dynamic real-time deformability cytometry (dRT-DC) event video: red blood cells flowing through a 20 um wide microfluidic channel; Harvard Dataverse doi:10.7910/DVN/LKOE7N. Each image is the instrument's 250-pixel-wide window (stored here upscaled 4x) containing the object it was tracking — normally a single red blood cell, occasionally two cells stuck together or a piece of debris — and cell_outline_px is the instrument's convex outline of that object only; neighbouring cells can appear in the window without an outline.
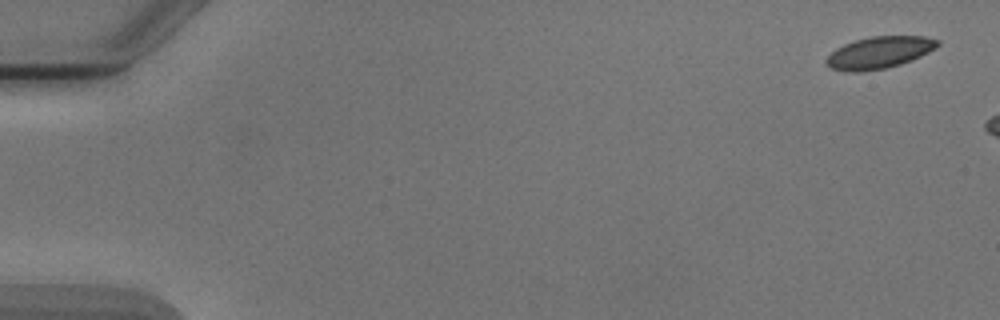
{"species": "Egyptian fruit bat (a non-hibernating species)", "species_latin": "Rousettus aegyptiacus", "temperature_condition": "cold", "stored_images_in_passage": 3, "camera_frame_rate_fps": 3000, "um_per_image_px": 0.085, "animal": {"sex": "male"}, "frame": {"image": 1, "passage_image": 1, "time_ms": 0.0, "image_size_px": [1000, 320], "cell_outline_px": [[940, 44], [936, 48], [912, 60], [900, 64], [884, 68], [860, 72], [848, 72], [832, 68], [824, 60], [836, 48], [844, 44], [856, 40], [872, 36], [924, 36], [940, 40]], "centroid_in_image_um": [74.75, 4.46], "position_along_channel_um": 10.2, "area_um2": 20.58}}